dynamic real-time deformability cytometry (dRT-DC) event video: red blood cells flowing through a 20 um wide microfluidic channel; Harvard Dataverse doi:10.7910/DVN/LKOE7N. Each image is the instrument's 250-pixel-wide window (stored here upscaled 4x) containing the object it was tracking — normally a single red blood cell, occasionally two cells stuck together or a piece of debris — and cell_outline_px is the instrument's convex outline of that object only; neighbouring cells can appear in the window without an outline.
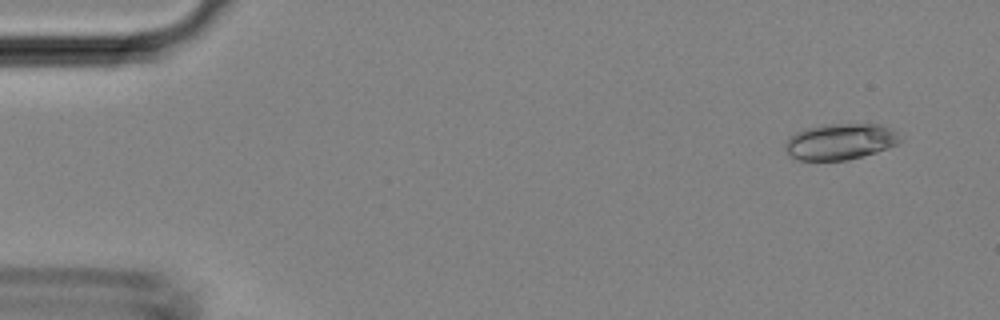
{"species": "Egyptian fruit bat (a non-hibernating species)", "species_latin": "Rousettus aegyptiacus", "temperature_condition": "room temperature", "stored_images_in_passage": 44, "camera_frame_rate_fps": 3000, "um_per_image_px": 0.085, "animal": {"sex": "female"}, "frame": {"image": 1, "passage_image": 3, "time_ms": 0.667, "image_size_px": [1000, 320], "cell_outline_px": [[900, 140], [896, 144], [876, 152], [848, 160], [796, 160], [784, 148], [784, 144], [788, 136], [804, 128], [824, 124], [880, 124], [892, 128], [896, 132]], "centroid_in_image_um": [71.37, 12.02], "position_along_channel_um": 13.6, "area_um2": 24.22}}
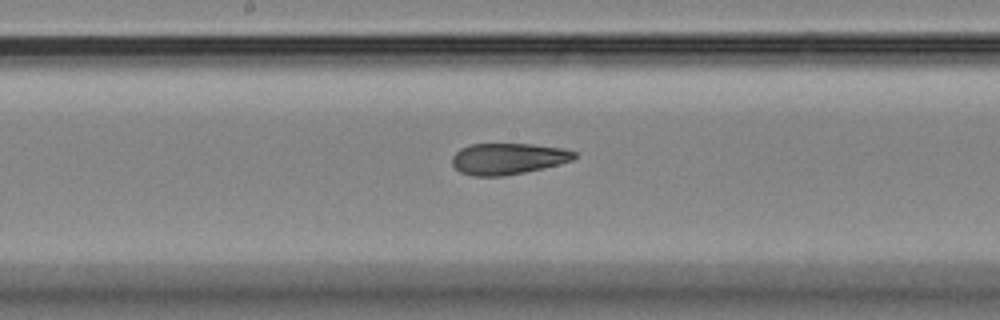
{"frame": {"image": 2, "passage_image": 23, "time_ms": 7.333, "image_size_px": [1000, 320], "cell_outline_px": [[576, 156], [572, 160], [560, 164], [544, 168], [504, 176], [472, 176], [460, 172], [452, 164], [452, 156], [460, 148], [472, 144], [532, 144], [564, 148], [576, 152]], "centroid_in_image_um": [43.18, 13.49], "position_along_channel_um": 205.0, "area_um2": 22.37}}
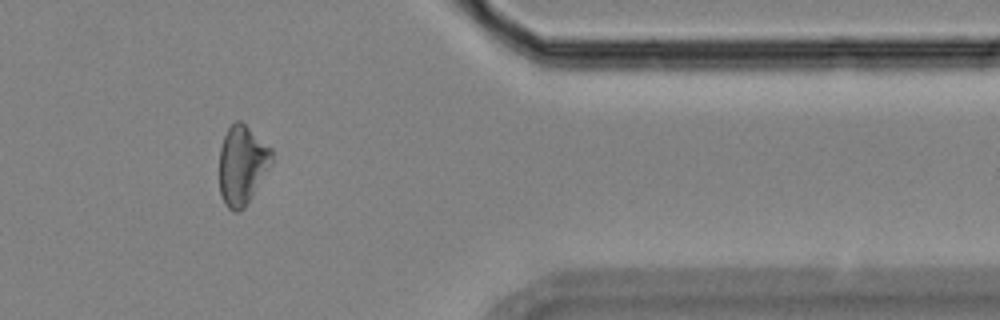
{"frame": {"image": 3, "passage_image": 37, "time_ms": 12.0, "image_size_px": [1000, 320], "cell_outline_px": [[272, 164], [252, 196], [244, 208], [236, 212], [232, 212], [224, 204], [220, 196], [220, 148], [224, 136], [228, 128], [236, 120], [240, 120], [272, 148]], "centroid_in_image_um": [20.58, 14.04], "position_along_channel_um": 390.8, "area_um2": 24.22}}